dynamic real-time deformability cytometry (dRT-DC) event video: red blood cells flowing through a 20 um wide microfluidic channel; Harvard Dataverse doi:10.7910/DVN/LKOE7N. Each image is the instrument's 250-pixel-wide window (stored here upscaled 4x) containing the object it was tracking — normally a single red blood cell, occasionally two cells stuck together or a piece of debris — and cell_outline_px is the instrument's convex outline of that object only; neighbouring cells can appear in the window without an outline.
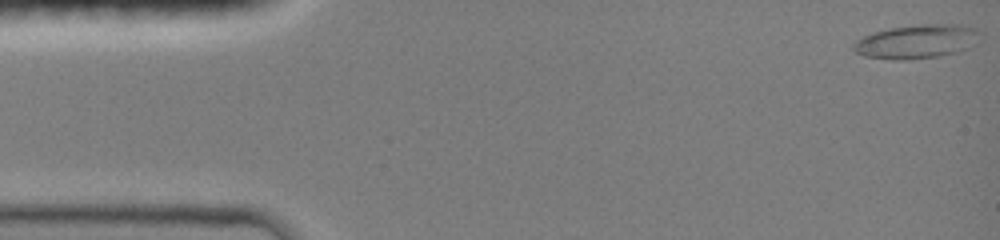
{"species": "common noctule bat (a hibernating species)", "species_latin": "Nyctalus noctula", "temperature_condition": "room temperature", "stored_images_in_passage": 22, "camera_frame_rate_fps": 3000, "um_per_image_px": 0.085, "animal": {"sex": "female", "body_mass_g": 19.0, "forearm_length_mm": 51.5}, "frame": {"image": 1, "passage_image": 1, "time_ms": 0.0, "image_size_px": [1000, 240], "cell_outline_px": [[976, 44], [952, 52], [936, 56], [896, 60], [864, 56], [856, 52], [852, 48], [852, 44], [856, 40], [872, 32], [888, 28], [920, 24], [960, 24], [972, 28]], "centroid_in_image_um": [77.77, 3.52], "position_along_channel_um": 7.2, "area_um2": 24.22}}
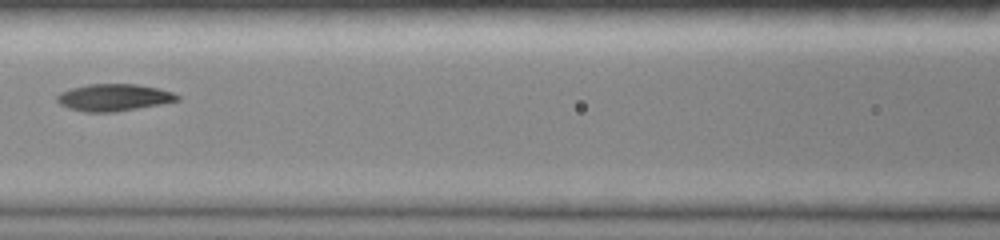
{"frame": {"image": 2, "passage_image": 13, "time_ms": 4.0, "image_size_px": [1000, 240], "cell_outline_px": [[180, 100], [160, 104], [116, 112], [84, 112], [68, 108], [60, 104], [56, 100], [56, 96], [60, 92], [72, 88], [88, 84], [136, 84], [156, 88], [172, 92], [180, 96]], "centroid_in_image_um": [9.65, 8.29], "position_along_channel_um": 157.0, "area_um2": 18.9}}
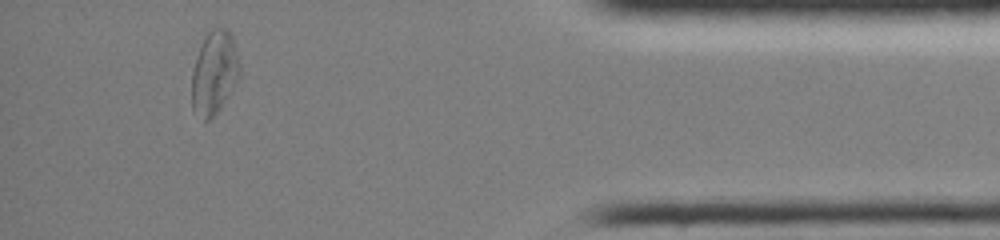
{"frame": {"image": 3, "passage_image": 22, "time_ms": 7.0, "image_size_px": [1000, 240], "cell_outline_px": [[240, 76], [220, 108], [208, 120], [204, 120], [192, 112], [192, 72], [196, 56], [208, 32], [216, 24], [228, 28], [232, 36], [236, 48], [240, 64]], "centroid_in_image_um": [18.22, 6.13], "position_along_channel_um": 417.0, "area_um2": 23.41}}